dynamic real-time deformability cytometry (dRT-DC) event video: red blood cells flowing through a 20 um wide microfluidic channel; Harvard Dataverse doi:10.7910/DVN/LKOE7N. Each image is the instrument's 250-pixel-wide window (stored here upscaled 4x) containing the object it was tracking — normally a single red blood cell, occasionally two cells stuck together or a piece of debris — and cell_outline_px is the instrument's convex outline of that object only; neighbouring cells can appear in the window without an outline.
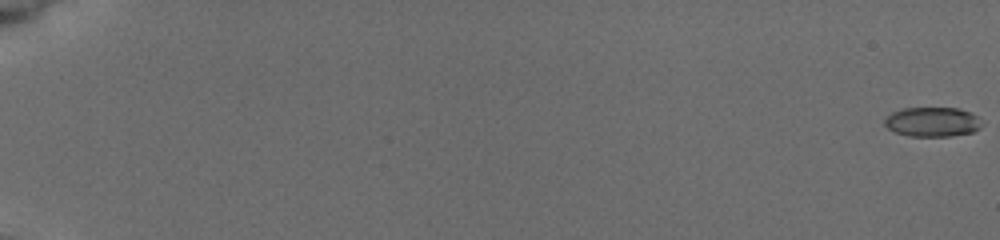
{"species": "common noctule bat (a hibernating species)", "species_latin": "Nyctalus noctula", "temperature_condition": "cold", "stored_images_in_passage": 22, "camera_frame_rate_fps": 3000, "um_per_image_px": 0.085, "animal": {"sex": "female", "body_mass_g": 19.5, "forearm_length_mm": 54.1}, "frame": {"image": 1, "passage_image": 1, "time_ms": 0.0, "image_size_px": [1000, 240], "cell_outline_px": [[984, 124], [980, 128], [972, 132], [948, 136], [908, 136], [896, 132], [888, 128], [884, 124], [884, 116], [892, 112], [904, 108], [960, 108], [972, 112], [980, 116]], "centroid_in_image_um": [79.29, 10.35], "position_along_channel_um": 5.7, "area_um2": 17.05}}
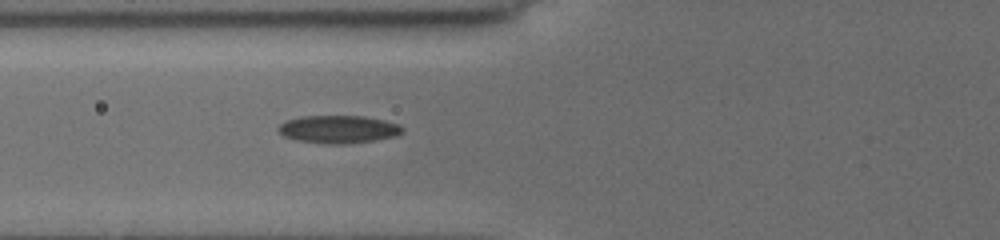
{"frame": {"image": 2, "passage_image": 19, "time_ms": 8.0, "image_size_px": [1000, 240], "cell_outline_px": [[404, 128], [396, 136], [376, 140], [348, 144], [324, 144], [296, 140], [284, 136], [276, 128], [284, 120], [300, 116], [364, 116], [396, 124]], "centroid_in_image_um": [28.7, 10.99], "position_along_channel_um": 97.1, "area_um2": 20.11}}
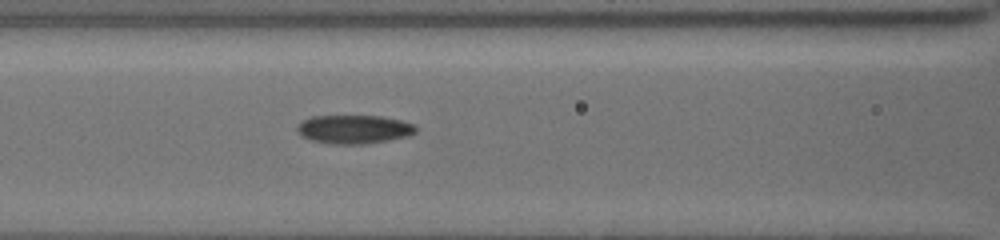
{"frame": {"image": 3, "passage_image": 22, "time_ms": 9.0, "image_size_px": [1000, 240], "cell_outline_px": [[416, 132], [408, 136], [388, 140], [364, 144], [332, 144], [312, 140], [300, 136], [296, 132], [296, 128], [304, 120], [312, 116], [380, 116], [400, 120], [416, 124]], "centroid_in_image_um": [30.09, 10.99], "position_along_channel_um": 136.5, "area_um2": 19.83}}